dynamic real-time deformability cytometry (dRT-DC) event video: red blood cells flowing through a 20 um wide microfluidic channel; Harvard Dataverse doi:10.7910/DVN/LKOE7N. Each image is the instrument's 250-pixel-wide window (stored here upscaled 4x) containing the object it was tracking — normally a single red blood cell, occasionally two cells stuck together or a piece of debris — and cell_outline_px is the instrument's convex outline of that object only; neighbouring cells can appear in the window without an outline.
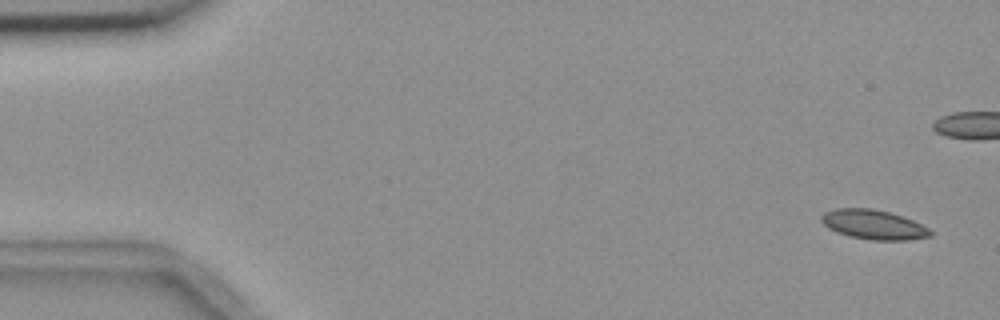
{"species": "common noctule bat (a hibernating species)", "species_latin": "Nyctalus noctula", "temperature_condition": "room temperature", "stored_images_in_passage": 6, "camera_frame_rate_fps": 3000, "um_per_image_px": 0.085, "animal": {"sex": "female", "body_mass_g": 18.4}, "frame": {"image": 1, "passage_image": 1, "time_ms": 0.0, "image_size_px": [1000, 320], "cell_outline_px": [[932, 236], [908, 240], [872, 240], [848, 236], [836, 232], [828, 228], [820, 220], [820, 216], [824, 212], [836, 208], [872, 208], [888, 212], [912, 220], [928, 228], [932, 232]], "centroid_in_image_um": [74.21, 19.09], "position_along_channel_um": 10.8, "area_um2": 18.73}}